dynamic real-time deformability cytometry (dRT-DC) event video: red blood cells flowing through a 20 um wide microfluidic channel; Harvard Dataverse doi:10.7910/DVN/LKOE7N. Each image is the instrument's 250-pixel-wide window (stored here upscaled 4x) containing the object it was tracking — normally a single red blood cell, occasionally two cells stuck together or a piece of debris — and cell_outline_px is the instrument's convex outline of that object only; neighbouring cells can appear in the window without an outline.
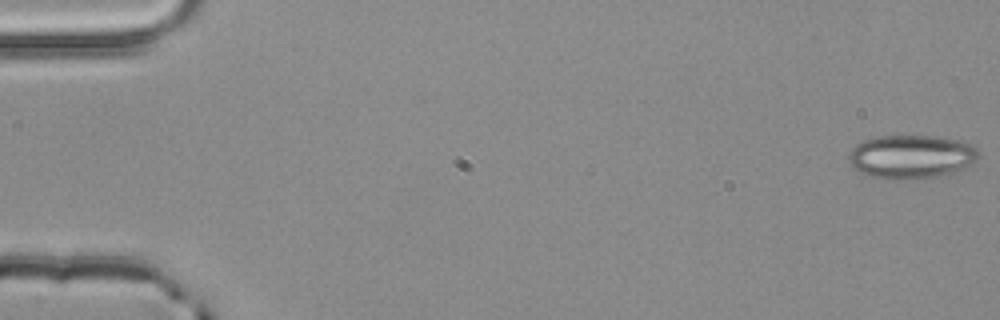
{"species": "common noctule bat (a hibernating species)", "species_latin": "Nyctalus noctula", "temperature_condition": "room temperature", "stored_images_in_passage": 4, "camera_frame_rate_fps": 3000, "um_per_image_px": 0.085, "animal": {"sex": "male", "body_mass_g": 20.4}, "frame": {"image": 1, "passage_image": 1, "time_ms": 0.0, "image_size_px": [1000, 320], "cell_outline_px": [[980, 156], [972, 164], [964, 168], [940, 176], [916, 180], [904, 180], [868, 176], [856, 172], [848, 160], [848, 152], [856, 144], [864, 140], [880, 136], [936, 136], [956, 140], [972, 144], [980, 152]], "centroid_in_image_um": [77.44, 13.33], "position_along_channel_um": 7.6, "area_um2": 33.47}}
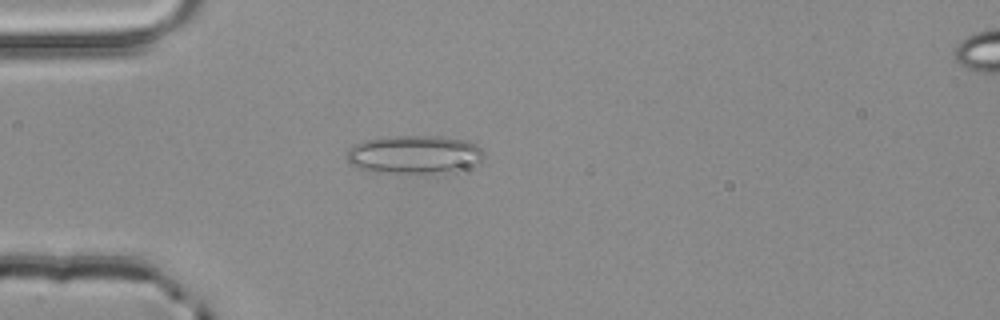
{"frame": {"image": 2, "passage_image": 4, "time_ms": 1.0, "image_size_px": [1000, 320], "cell_outline_px": [[484, 156], [480, 164], [460, 172], [368, 172], [352, 164], [348, 160], [348, 152], [356, 144], [368, 140], [388, 136], [444, 136], [464, 140], [476, 144], [484, 152]], "centroid_in_image_um": [35.33, 13.14], "position_along_channel_um": 49.7, "area_um2": 30.69}}